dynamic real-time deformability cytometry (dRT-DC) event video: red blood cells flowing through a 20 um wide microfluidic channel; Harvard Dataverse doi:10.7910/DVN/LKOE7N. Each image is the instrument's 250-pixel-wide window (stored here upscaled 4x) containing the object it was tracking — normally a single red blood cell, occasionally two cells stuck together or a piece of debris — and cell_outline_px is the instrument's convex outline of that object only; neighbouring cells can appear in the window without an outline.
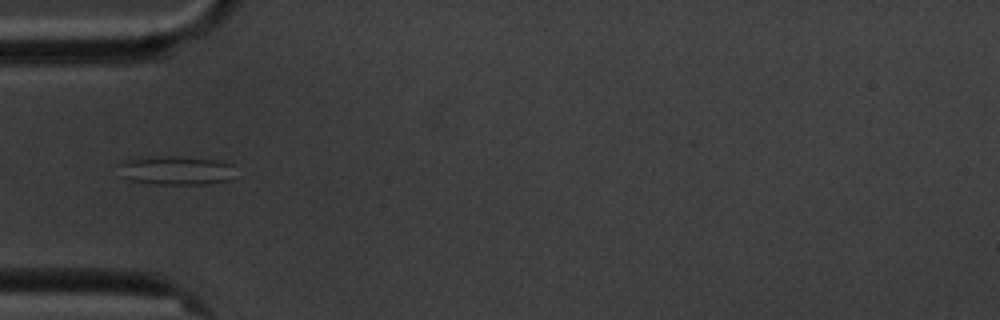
{"species": "common noctule bat (a hibernating species)", "species_latin": "Nyctalus noctula", "temperature_condition": "cold", "stored_images_in_passage": 5, "camera_frame_rate_fps": 3000, "um_per_image_px": 0.085, "animal": {"sex": "male", "body_mass_g": 20.1, "forearm_length_mm": 53.5}, "frame": {"image": 1, "passage_image": 4, "time_ms": 3.667, "image_size_px": [1000, 320], "cell_outline_px": [[232, 164], [228, 180], [208, 184], [148, 184], [132, 180], [124, 176], [116, 164], [128, 160], [168, 156], [172, 156], [216, 160]], "centroid_in_image_um": [14.92, 14.5], "position_along_channel_um": 70.1, "area_um2": 19.02}}
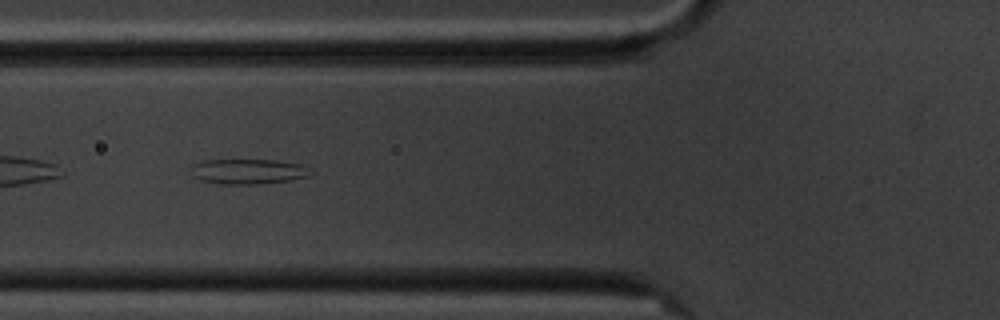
{"frame": {"image": 2, "passage_image": 5, "time_ms": 4.667, "image_size_px": [1000, 320], "cell_outline_px": [[312, 172], [308, 176], [288, 180], [256, 184], [220, 184], [200, 180], [196, 176], [192, 164], [204, 160], [276, 160], [300, 164]], "centroid_in_image_um": [21.09, 14.57], "position_along_channel_um": 104.7, "area_um2": 17.11}}